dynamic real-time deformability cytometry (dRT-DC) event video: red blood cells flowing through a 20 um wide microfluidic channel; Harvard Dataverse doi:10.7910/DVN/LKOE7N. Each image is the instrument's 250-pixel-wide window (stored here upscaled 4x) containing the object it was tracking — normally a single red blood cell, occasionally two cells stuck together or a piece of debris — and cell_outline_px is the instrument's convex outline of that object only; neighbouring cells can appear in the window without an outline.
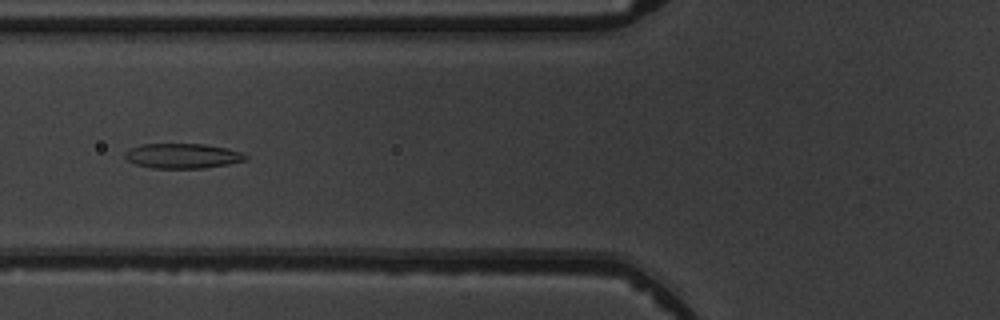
{"species": "common noctule bat (a hibernating species)", "species_latin": "Nyctalus noctula", "temperature_condition": "warm", "stored_images_in_passage": 6, "camera_frame_rate_fps": 3000, "um_per_image_px": 0.085, "animal": {"sex": "male", "body_mass_g": 19.5, "forearm_length_mm": 54.6}, "frame": {"image": 1, "passage_image": 6, "time_ms": 6.333, "image_size_px": [1000, 320], "cell_outline_px": [[248, 160], [228, 164], [204, 168], [152, 168], [136, 164], [128, 160], [124, 156], [124, 152], [132, 148], [144, 144], [204, 144], [228, 148], [240, 152], [248, 156]], "centroid_in_image_um": [15.55, 13.25], "position_along_channel_um": 110.2, "area_um2": 17.46}}